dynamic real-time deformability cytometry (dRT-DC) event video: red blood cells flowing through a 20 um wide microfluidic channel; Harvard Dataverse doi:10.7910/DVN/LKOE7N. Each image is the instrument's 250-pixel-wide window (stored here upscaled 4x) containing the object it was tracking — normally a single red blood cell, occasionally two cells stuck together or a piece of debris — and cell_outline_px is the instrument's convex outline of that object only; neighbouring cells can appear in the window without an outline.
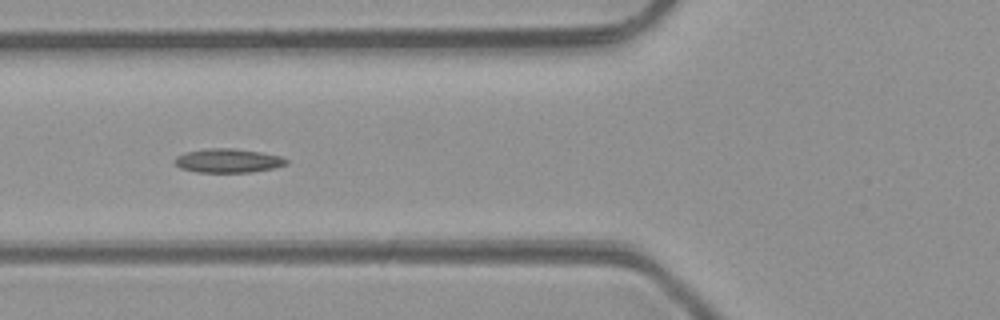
{"species": "common noctule bat (a hibernating species)", "species_latin": "Nyctalus noctula", "temperature_condition": "room temperature", "stored_images_in_passage": 5, "camera_frame_rate_fps": 3000, "um_per_image_px": 0.085, "animal": {"sex": "male", "body_mass_g": 23.1, "forearm_length_mm": 52.7}, "frame": {"image": 1, "passage_image": 5, "time_ms": 4.333, "image_size_px": [1000, 320], "cell_outline_px": [[288, 164], [272, 168], [252, 172], [196, 172], [180, 168], [172, 160], [176, 156], [184, 152], [208, 148], [232, 148], [260, 152], [280, 156], [288, 160]], "centroid_in_image_um": [19.34, 13.65], "position_along_channel_um": 106.5, "area_um2": 15.61}}